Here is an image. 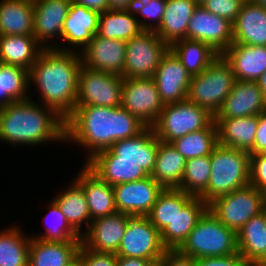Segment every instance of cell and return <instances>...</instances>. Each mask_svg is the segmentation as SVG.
<instances>
[{
    "label": "cell",
    "instance_id": "1",
    "mask_svg": "<svg viewBox=\"0 0 266 266\" xmlns=\"http://www.w3.org/2000/svg\"><path fill=\"white\" fill-rule=\"evenodd\" d=\"M147 126L120 107L75 106L65 119V141L87 147L88 158L109 149L118 140L131 138Z\"/></svg>",
    "mask_w": 266,
    "mask_h": 266
},
{
    "label": "cell",
    "instance_id": "48",
    "mask_svg": "<svg viewBox=\"0 0 266 266\" xmlns=\"http://www.w3.org/2000/svg\"><path fill=\"white\" fill-rule=\"evenodd\" d=\"M161 260L164 266H195V259L178 249H167Z\"/></svg>",
    "mask_w": 266,
    "mask_h": 266
},
{
    "label": "cell",
    "instance_id": "17",
    "mask_svg": "<svg viewBox=\"0 0 266 266\" xmlns=\"http://www.w3.org/2000/svg\"><path fill=\"white\" fill-rule=\"evenodd\" d=\"M80 55L83 66L123 77L126 41L108 39L96 34Z\"/></svg>",
    "mask_w": 266,
    "mask_h": 266
},
{
    "label": "cell",
    "instance_id": "42",
    "mask_svg": "<svg viewBox=\"0 0 266 266\" xmlns=\"http://www.w3.org/2000/svg\"><path fill=\"white\" fill-rule=\"evenodd\" d=\"M50 203L48 215H52L51 217H53L55 221L54 223L52 222L53 225L46 227V232L42 236H35L36 239L52 242L81 241V235H79L67 222L65 215L61 212L58 204L54 200Z\"/></svg>",
    "mask_w": 266,
    "mask_h": 266
},
{
    "label": "cell",
    "instance_id": "33",
    "mask_svg": "<svg viewBox=\"0 0 266 266\" xmlns=\"http://www.w3.org/2000/svg\"><path fill=\"white\" fill-rule=\"evenodd\" d=\"M169 49L180 60L190 76L200 74L220 56L208 44L186 38L175 41L169 46Z\"/></svg>",
    "mask_w": 266,
    "mask_h": 266
},
{
    "label": "cell",
    "instance_id": "23",
    "mask_svg": "<svg viewBox=\"0 0 266 266\" xmlns=\"http://www.w3.org/2000/svg\"><path fill=\"white\" fill-rule=\"evenodd\" d=\"M74 180L83 188L91 221L117 213L113 186L101 180L85 164Z\"/></svg>",
    "mask_w": 266,
    "mask_h": 266
},
{
    "label": "cell",
    "instance_id": "36",
    "mask_svg": "<svg viewBox=\"0 0 266 266\" xmlns=\"http://www.w3.org/2000/svg\"><path fill=\"white\" fill-rule=\"evenodd\" d=\"M193 197L178 188L163 189L147 217L161 232Z\"/></svg>",
    "mask_w": 266,
    "mask_h": 266
},
{
    "label": "cell",
    "instance_id": "58",
    "mask_svg": "<svg viewBox=\"0 0 266 266\" xmlns=\"http://www.w3.org/2000/svg\"><path fill=\"white\" fill-rule=\"evenodd\" d=\"M73 266H80V264L78 262H76Z\"/></svg>",
    "mask_w": 266,
    "mask_h": 266
},
{
    "label": "cell",
    "instance_id": "24",
    "mask_svg": "<svg viewBox=\"0 0 266 266\" xmlns=\"http://www.w3.org/2000/svg\"><path fill=\"white\" fill-rule=\"evenodd\" d=\"M82 241L52 242L31 236L28 266H73Z\"/></svg>",
    "mask_w": 266,
    "mask_h": 266
},
{
    "label": "cell",
    "instance_id": "41",
    "mask_svg": "<svg viewBox=\"0 0 266 266\" xmlns=\"http://www.w3.org/2000/svg\"><path fill=\"white\" fill-rule=\"evenodd\" d=\"M211 175L210 155L186 160L180 190L194 197H200L207 189Z\"/></svg>",
    "mask_w": 266,
    "mask_h": 266
},
{
    "label": "cell",
    "instance_id": "57",
    "mask_svg": "<svg viewBox=\"0 0 266 266\" xmlns=\"http://www.w3.org/2000/svg\"><path fill=\"white\" fill-rule=\"evenodd\" d=\"M198 5H202L206 0H194Z\"/></svg>",
    "mask_w": 266,
    "mask_h": 266
},
{
    "label": "cell",
    "instance_id": "45",
    "mask_svg": "<svg viewBox=\"0 0 266 266\" xmlns=\"http://www.w3.org/2000/svg\"><path fill=\"white\" fill-rule=\"evenodd\" d=\"M77 262L80 266H117V255L95 252L82 244L78 252Z\"/></svg>",
    "mask_w": 266,
    "mask_h": 266
},
{
    "label": "cell",
    "instance_id": "32",
    "mask_svg": "<svg viewBox=\"0 0 266 266\" xmlns=\"http://www.w3.org/2000/svg\"><path fill=\"white\" fill-rule=\"evenodd\" d=\"M186 159L170 144L159 140L155 167L151 177L164 189L179 188Z\"/></svg>",
    "mask_w": 266,
    "mask_h": 266
},
{
    "label": "cell",
    "instance_id": "34",
    "mask_svg": "<svg viewBox=\"0 0 266 266\" xmlns=\"http://www.w3.org/2000/svg\"><path fill=\"white\" fill-rule=\"evenodd\" d=\"M142 31L138 17L126 10L108 9L99 15L97 35L100 37L128 41Z\"/></svg>",
    "mask_w": 266,
    "mask_h": 266
},
{
    "label": "cell",
    "instance_id": "20",
    "mask_svg": "<svg viewBox=\"0 0 266 266\" xmlns=\"http://www.w3.org/2000/svg\"><path fill=\"white\" fill-rule=\"evenodd\" d=\"M72 0H33L35 39L44 48H53L45 42L53 36L62 37L63 23L68 16Z\"/></svg>",
    "mask_w": 266,
    "mask_h": 266
},
{
    "label": "cell",
    "instance_id": "56",
    "mask_svg": "<svg viewBox=\"0 0 266 266\" xmlns=\"http://www.w3.org/2000/svg\"><path fill=\"white\" fill-rule=\"evenodd\" d=\"M257 266H266V256L263 258V260Z\"/></svg>",
    "mask_w": 266,
    "mask_h": 266
},
{
    "label": "cell",
    "instance_id": "37",
    "mask_svg": "<svg viewBox=\"0 0 266 266\" xmlns=\"http://www.w3.org/2000/svg\"><path fill=\"white\" fill-rule=\"evenodd\" d=\"M85 165L109 185L128 183L149 175L137 162L129 161H87Z\"/></svg>",
    "mask_w": 266,
    "mask_h": 266
},
{
    "label": "cell",
    "instance_id": "12",
    "mask_svg": "<svg viewBox=\"0 0 266 266\" xmlns=\"http://www.w3.org/2000/svg\"><path fill=\"white\" fill-rule=\"evenodd\" d=\"M166 250L160 231L147 216H131L116 255L154 262L160 260Z\"/></svg>",
    "mask_w": 266,
    "mask_h": 266
},
{
    "label": "cell",
    "instance_id": "25",
    "mask_svg": "<svg viewBox=\"0 0 266 266\" xmlns=\"http://www.w3.org/2000/svg\"><path fill=\"white\" fill-rule=\"evenodd\" d=\"M100 13L71 2L62 27V39L83 50L98 32Z\"/></svg>",
    "mask_w": 266,
    "mask_h": 266
},
{
    "label": "cell",
    "instance_id": "15",
    "mask_svg": "<svg viewBox=\"0 0 266 266\" xmlns=\"http://www.w3.org/2000/svg\"><path fill=\"white\" fill-rule=\"evenodd\" d=\"M187 39L202 41L221 55L233 44V23L198 5L188 24Z\"/></svg>",
    "mask_w": 266,
    "mask_h": 266
},
{
    "label": "cell",
    "instance_id": "59",
    "mask_svg": "<svg viewBox=\"0 0 266 266\" xmlns=\"http://www.w3.org/2000/svg\"><path fill=\"white\" fill-rule=\"evenodd\" d=\"M265 210H266V193H265Z\"/></svg>",
    "mask_w": 266,
    "mask_h": 266
},
{
    "label": "cell",
    "instance_id": "27",
    "mask_svg": "<svg viewBox=\"0 0 266 266\" xmlns=\"http://www.w3.org/2000/svg\"><path fill=\"white\" fill-rule=\"evenodd\" d=\"M197 6L194 0H166L156 34L169 46L180 39H187L188 24Z\"/></svg>",
    "mask_w": 266,
    "mask_h": 266
},
{
    "label": "cell",
    "instance_id": "5",
    "mask_svg": "<svg viewBox=\"0 0 266 266\" xmlns=\"http://www.w3.org/2000/svg\"><path fill=\"white\" fill-rule=\"evenodd\" d=\"M178 250L194 259L237 254V233L207 210Z\"/></svg>",
    "mask_w": 266,
    "mask_h": 266
},
{
    "label": "cell",
    "instance_id": "2",
    "mask_svg": "<svg viewBox=\"0 0 266 266\" xmlns=\"http://www.w3.org/2000/svg\"><path fill=\"white\" fill-rule=\"evenodd\" d=\"M81 55L60 47L44 48L29 71L44 106L66 119L75 109Z\"/></svg>",
    "mask_w": 266,
    "mask_h": 266
},
{
    "label": "cell",
    "instance_id": "4",
    "mask_svg": "<svg viewBox=\"0 0 266 266\" xmlns=\"http://www.w3.org/2000/svg\"><path fill=\"white\" fill-rule=\"evenodd\" d=\"M211 175L200 198L209 205L216 198L249 185V152L217 145L210 154Z\"/></svg>",
    "mask_w": 266,
    "mask_h": 266
},
{
    "label": "cell",
    "instance_id": "31",
    "mask_svg": "<svg viewBox=\"0 0 266 266\" xmlns=\"http://www.w3.org/2000/svg\"><path fill=\"white\" fill-rule=\"evenodd\" d=\"M33 0H0V36L34 34Z\"/></svg>",
    "mask_w": 266,
    "mask_h": 266
},
{
    "label": "cell",
    "instance_id": "39",
    "mask_svg": "<svg viewBox=\"0 0 266 266\" xmlns=\"http://www.w3.org/2000/svg\"><path fill=\"white\" fill-rule=\"evenodd\" d=\"M186 160L208 156L218 145L217 127L213 120L205 129L191 132L170 143Z\"/></svg>",
    "mask_w": 266,
    "mask_h": 266
},
{
    "label": "cell",
    "instance_id": "35",
    "mask_svg": "<svg viewBox=\"0 0 266 266\" xmlns=\"http://www.w3.org/2000/svg\"><path fill=\"white\" fill-rule=\"evenodd\" d=\"M65 215L67 222L79 234L81 225L87 223V230L91 223L90 212L83 188L74 180L71 186L53 199Z\"/></svg>",
    "mask_w": 266,
    "mask_h": 266
},
{
    "label": "cell",
    "instance_id": "46",
    "mask_svg": "<svg viewBox=\"0 0 266 266\" xmlns=\"http://www.w3.org/2000/svg\"><path fill=\"white\" fill-rule=\"evenodd\" d=\"M249 184L266 193V153L250 155Z\"/></svg>",
    "mask_w": 266,
    "mask_h": 266
},
{
    "label": "cell",
    "instance_id": "11",
    "mask_svg": "<svg viewBox=\"0 0 266 266\" xmlns=\"http://www.w3.org/2000/svg\"><path fill=\"white\" fill-rule=\"evenodd\" d=\"M159 139L153 127H146L138 135L118 140L109 149L95 154L88 161H129L137 162L151 176L156 161Z\"/></svg>",
    "mask_w": 266,
    "mask_h": 266
},
{
    "label": "cell",
    "instance_id": "55",
    "mask_svg": "<svg viewBox=\"0 0 266 266\" xmlns=\"http://www.w3.org/2000/svg\"><path fill=\"white\" fill-rule=\"evenodd\" d=\"M253 2L263 5L266 8V0H252Z\"/></svg>",
    "mask_w": 266,
    "mask_h": 266
},
{
    "label": "cell",
    "instance_id": "53",
    "mask_svg": "<svg viewBox=\"0 0 266 266\" xmlns=\"http://www.w3.org/2000/svg\"><path fill=\"white\" fill-rule=\"evenodd\" d=\"M257 83L266 99V71L260 76V78L257 80Z\"/></svg>",
    "mask_w": 266,
    "mask_h": 266
},
{
    "label": "cell",
    "instance_id": "49",
    "mask_svg": "<svg viewBox=\"0 0 266 266\" xmlns=\"http://www.w3.org/2000/svg\"><path fill=\"white\" fill-rule=\"evenodd\" d=\"M258 153H266V111L259 114L254 147L249 152L250 155Z\"/></svg>",
    "mask_w": 266,
    "mask_h": 266
},
{
    "label": "cell",
    "instance_id": "3",
    "mask_svg": "<svg viewBox=\"0 0 266 266\" xmlns=\"http://www.w3.org/2000/svg\"><path fill=\"white\" fill-rule=\"evenodd\" d=\"M0 140L30 146L47 141L63 142L65 119L53 108L36 104L30 98L14 101L0 108Z\"/></svg>",
    "mask_w": 266,
    "mask_h": 266
},
{
    "label": "cell",
    "instance_id": "50",
    "mask_svg": "<svg viewBox=\"0 0 266 266\" xmlns=\"http://www.w3.org/2000/svg\"><path fill=\"white\" fill-rule=\"evenodd\" d=\"M72 2L99 13L108 10V0H72Z\"/></svg>",
    "mask_w": 266,
    "mask_h": 266
},
{
    "label": "cell",
    "instance_id": "44",
    "mask_svg": "<svg viewBox=\"0 0 266 266\" xmlns=\"http://www.w3.org/2000/svg\"><path fill=\"white\" fill-rule=\"evenodd\" d=\"M242 3V0H206L201 6L208 12L234 23Z\"/></svg>",
    "mask_w": 266,
    "mask_h": 266
},
{
    "label": "cell",
    "instance_id": "29",
    "mask_svg": "<svg viewBox=\"0 0 266 266\" xmlns=\"http://www.w3.org/2000/svg\"><path fill=\"white\" fill-rule=\"evenodd\" d=\"M238 253L249 266H257L266 256V210L253 216L237 233Z\"/></svg>",
    "mask_w": 266,
    "mask_h": 266
},
{
    "label": "cell",
    "instance_id": "54",
    "mask_svg": "<svg viewBox=\"0 0 266 266\" xmlns=\"http://www.w3.org/2000/svg\"><path fill=\"white\" fill-rule=\"evenodd\" d=\"M149 266H164V263H163V261L160 259V260H157V261L151 262V263L149 264Z\"/></svg>",
    "mask_w": 266,
    "mask_h": 266
},
{
    "label": "cell",
    "instance_id": "14",
    "mask_svg": "<svg viewBox=\"0 0 266 266\" xmlns=\"http://www.w3.org/2000/svg\"><path fill=\"white\" fill-rule=\"evenodd\" d=\"M151 176L113 186L117 212L130 216H147L163 191Z\"/></svg>",
    "mask_w": 266,
    "mask_h": 266
},
{
    "label": "cell",
    "instance_id": "13",
    "mask_svg": "<svg viewBox=\"0 0 266 266\" xmlns=\"http://www.w3.org/2000/svg\"><path fill=\"white\" fill-rule=\"evenodd\" d=\"M164 106L152 77L124 78L121 107L147 127L155 124Z\"/></svg>",
    "mask_w": 266,
    "mask_h": 266
},
{
    "label": "cell",
    "instance_id": "9",
    "mask_svg": "<svg viewBox=\"0 0 266 266\" xmlns=\"http://www.w3.org/2000/svg\"><path fill=\"white\" fill-rule=\"evenodd\" d=\"M122 76L97 71L82 65L78 76L75 106L120 107L122 105Z\"/></svg>",
    "mask_w": 266,
    "mask_h": 266
},
{
    "label": "cell",
    "instance_id": "18",
    "mask_svg": "<svg viewBox=\"0 0 266 266\" xmlns=\"http://www.w3.org/2000/svg\"><path fill=\"white\" fill-rule=\"evenodd\" d=\"M130 217L117 212L91 221L88 230L82 233V244L95 252L117 254Z\"/></svg>",
    "mask_w": 266,
    "mask_h": 266
},
{
    "label": "cell",
    "instance_id": "40",
    "mask_svg": "<svg viewBox=\"0 0 266 266\" xmlns=\"http://www.w3.org/2000/svg\"><path fill=\"white\" fill-rule=\"evenodd\" d=\"M4 230L0 231V266H28L31 237H24L17 226Z\"/></svg>",
    "mask_w": 266,
    "mask_h": 266
},
{
    "label": "cell",
    "instance_id": "7",
    "mask_svg": "<svg viewBox=\"0 0 266 266\" xmlns=\"http://www.w3.org/2000/svg\"><path fill=\"white\" fill-rule=\"evenodd\" d=\"M214 120V115L186 99L163 107L159 118L152 126L161 142L171 143L188 133L205 129Z\"/></svg>",
    "mask_w": 266,
    "mask_h": 266
},
{
    "label": "cell",
    "instance_id": "26",
    "mask_svg": "<svg viewBox=\"0 0 266 266\" xmlns=\"http://www.w3.org/2000/svg\"><path fill=\"white\" fill-rule=\"evenodd\" d=\"M259 115L232 119H214L218 144L250 152L255 143Z\"/></svg>",
    "mask_w": 266,
    "mask_h": 266
},
{
    "label": "cell",
    "instance_id": "30",
    "mask_svg": "<svg viewBox=\"0 0 266 266\" xmlns=\"http://www.w3.org/2000/svg\"><path fill=\"white\" fill-rule=\"evenodd\" d=\"M33 35L0 36V63L30 71L44 47Z\"/></svg>",
    "mask_w": 266,
    "mask_h": 266
},
{
    "label": "cell",
    "instance_id": "28",
    "mask_svg": "<svg viewBox=\"0 0 266 266\" xmlns=\"http://www.w3.org/2000/svg\"><path fill=\"white\" fill-rule=\"evenodd\" d=\"M207 210L208 205L200 197H193L160 232L163 245L167 249H178Z\"/></svg>",
    "mask_w": 266,
    "mask_h": 266
},
{
    "label": "cell",
    "instance_id": "47",
    "mask_svg": "<svg viewBox=\"0 0 266 266\" xmlns=\"http://www.w3.org/2000/svg\"><path fill=\"white\" fill-rule=\"evenodd\" d=\"M195 266H249L239 254L222 257H204L195 259Z\"/></svg>",
    "mask_w": 266,
    "mask_h": 266
},
{
    "label": "cell",
    "instance_id": "16",
    "mask_svg": "<svg viewBox=\"0 0 266 266\" xmlns=\"http://www.w3.org/2000/svg\"><path fill=\"white\" fill-rule=\"evenodd\" d=\"M152 78L164 105L187 99L191 76L170 49L162 57Z\"/></svg>",
    "mask_w": 266,
    "mask_h": 266
},
{
    "label": "cell",
    "instance_id": "6",
    "mask_svg": "<svg viewBox=\"0 0 266 266\" xmlns=\"http://www.w3.org/2000/svg\"><path fill=\"white\" fill-rule=\"evenodd\" d=\"M235 83L231 65L220 55L200 74L191 76L187 99L215 116Z\"/></svg>",
    "mask_w": 266,
    "mask_h": 266
},
{
    "label": "cell",
    "instance_id": "19",
    "mask_svg": "<svg viewBox=\"0 0 266 266\" xmlns=\"http://www.w3.org/2000/svg\"><path fill=\"white\" fill-rule=\"evenodd\" d=\"M265 111L266 99L257 81L236 80L214 119L247 117L259 115Z\"/></svg>",
    "mask_w": 266,
    "mask_h": 266
},
{
    "label": "cell",
    "instance_id": "21",
    "mask_svg": "<svg viewBox=\"0 0 266 266\" xmlns=\"http://www.w3.org/2000/svg\"><path fill=\"white\" fill-rule=\"evenodd\" d=\"M233 44L266 46V8L253 1L243 2L233 23Z\"/></svg>",
    "mask_w": 266,
    "mask_h": 266
},
{
    "label": "cell",
    "instance_id": "22",
    "mask_svg": "<svg viewBox=\"0 0 266 266\" xmlns=\"http://www.w3.org/2000/svg\"><path fill=\"white\" fill-rule=\"evenodd\" d=\"M236 80L257 81L266 71V46L232 44L222 54Z\"/></svg>",
    "mask_w": 266,
    "mask_h": 266
},
{
    "label": "cell",
    "instance_id": "8",
    "mask_svg": "<svg viewBox=\"0 0 266 266\" xmlns=\"http://www.w3.org/2000/svg\"><path fill=\"white\" fill-rule=\"evenodd\" d=\"M264 209L265 193L250 184L216 198L208 205V210L236 233Z\"/></svg>",
    "mask_w": 266,
    "mask_h": 266
},
{
    "label": "cell",
    "instance_id": "10",
    "mask_svg": "<svg viewBox=\"0 0 266 266\" xmlns=\"http://www.w3.org/2000/svg\"><path fill=\"white\" fill-rule=\"evenodd\" d=\"M168 50L169 45L155 31L143 30L126 41L123 78L152 77Z\"/></svg>",
    "mask_w": 266,
    "mask_h": 266
},
{
    "label": "cell",
    "instance_id": "52",
    "mask_svg": "<svg viewBox=\"0 0 266 266\" xmlns=\"http://www.w3.org/2000/svg\"><path fill=\"white\" fill-rule=\"evenodd\" d=\"M131 0H108V9L126 10Z\"/></svg>",
    "mask_w": 266,
    "mask_h": 266
},
{
    "label": "cell",
    "instance_id": "51",
    "mask_svg": "<svg viewBox=\"0 0 266 266\" xmlns=\"http://www.w3.org/2000/svg\"><path fill=\"white\" fill-rule=\"evenodd\" d=\"M151 260L117 256V266H149Z\"/></svg>",
    "mask_w": 266,
    "mask_h": 266
},
{
    "label": "cell",
    "instance_id": "38",
    "mask_svg": "<svg viewBox=\"0 0 266 266\" xmlns=\"http://www.w3.org/2000/svg\"><path fill=\"white\" fill-rule=\"evenodd\" d=\"M30 82L29 70L0 63V108L14 101L29 99L26 92Z\"/></svg>",
    "mask_w": 266,
    "mask_h": 266
},
{
    "label": "cell",
    "instance_id": "43",
    "mask_svg": "<svg viewBox=\"0 0 266 266\" xmlns=\"http://www.w3.org/2000/svg\"><path fill=\"white\" fill-rule=\"evenodd\" d=\"M165 5L166 0H131L126 11L134 16L137 13L147 20L144 21L143 19L142 21V19H139V24L143 30L156 31L161 24ZM148 19L150 20V23H148ZM154 19L155 21L157 20V25L151 23V20L154 21Z\"/></svg>",
    "mask_w": 266,
    "mask_h": 266
}]
</instances>
